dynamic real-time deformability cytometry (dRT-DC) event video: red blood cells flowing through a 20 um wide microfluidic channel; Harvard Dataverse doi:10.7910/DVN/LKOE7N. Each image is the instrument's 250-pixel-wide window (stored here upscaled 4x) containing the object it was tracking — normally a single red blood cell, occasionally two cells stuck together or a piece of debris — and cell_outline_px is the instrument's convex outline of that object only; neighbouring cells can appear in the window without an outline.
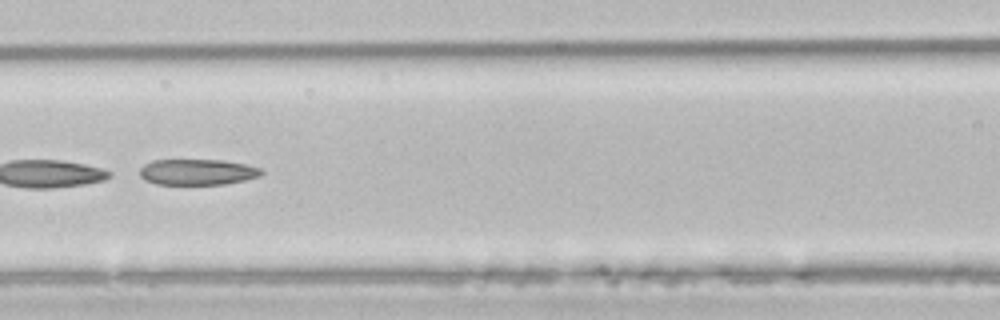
{"species": "common noctule bat (a hibernating species)", "species_latin": "Nyctalus noctula", "temperature_condition": "room temperature", "stored_images_in_passage": 46, "camera_frame_rate_fps": 3000, "um_per_image_px": 0.085, "animal": {"sex": "male", "body_mass_g": 21.5, "forearm_length_mm": 52.0}, "frame": {"image": 1, "passage_image": 18, "time_ms": 5.667, "image_size_px": [1000, 320], "cell_outline_px": [[264, 172], [260, 176], [244, 180], [224, 184], [156, 184], [144, 180], [140, 176], [140, 168], [144, 164], [152, 160], [224, 160], [244, 164], [260, 168]], "centroid_in_image_um": [16.76, 14.62], "position_along_channel_um": 149.8, "area_um2": 18.32}, "authors_computed_cell_mechanics": {"area_um2": 29.5069, "velocity_mm_per_s": 3.91, "shape_relaxation_time_tau1_ms": null, "shape_relaxation_time_tau2_ms": 3.3507, "deformation_change_tau1": null, "deformation_change_tau2": 0.1248}}